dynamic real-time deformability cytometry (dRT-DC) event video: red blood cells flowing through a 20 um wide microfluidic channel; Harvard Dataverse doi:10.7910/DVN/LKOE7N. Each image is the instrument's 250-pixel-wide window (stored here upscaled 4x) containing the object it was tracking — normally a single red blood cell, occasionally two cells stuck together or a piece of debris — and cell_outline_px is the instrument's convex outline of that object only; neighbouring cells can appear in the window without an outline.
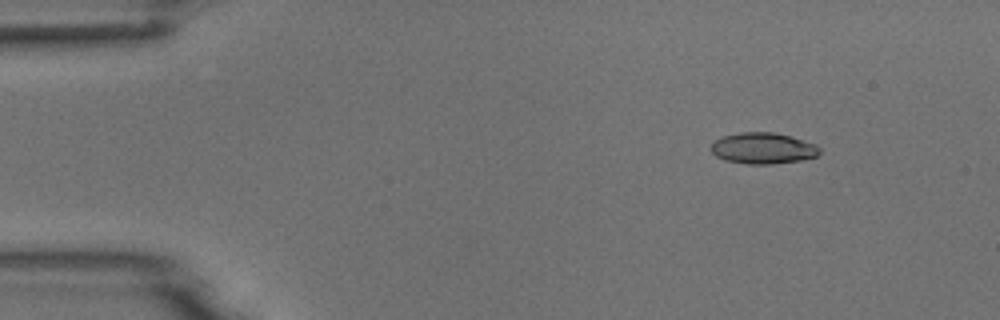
{"species": "common noctule bat (a hibernating species)", "species_latin": "Nyctalus noctula", "temperature_condition": "room temperature", "stored_images_in_passage": 4, "camera_frame_rate_fps": 3000, "um_per_image_px": 0.085, "animal": {"sex": "male", "body_mass_g": 18.8}, "frame": {"image": 1, "passage_image": 2, "time_ms": 2.0, "image_size_px": [1000, 320], "cell_outline_px": [[820, 152], [816, 156], [800, 160], [772, 164], [748, 164], [724, 160], [716, 156], [712, 152], [712, 144], [716, 140], [724, 136], [740, 132], [776, 132], [816, 144], [820, 148]], "centroid_in_image_um": [64.86, 12.6], "position_along_channel_um": 20.1, "area_um2": 19.59}}